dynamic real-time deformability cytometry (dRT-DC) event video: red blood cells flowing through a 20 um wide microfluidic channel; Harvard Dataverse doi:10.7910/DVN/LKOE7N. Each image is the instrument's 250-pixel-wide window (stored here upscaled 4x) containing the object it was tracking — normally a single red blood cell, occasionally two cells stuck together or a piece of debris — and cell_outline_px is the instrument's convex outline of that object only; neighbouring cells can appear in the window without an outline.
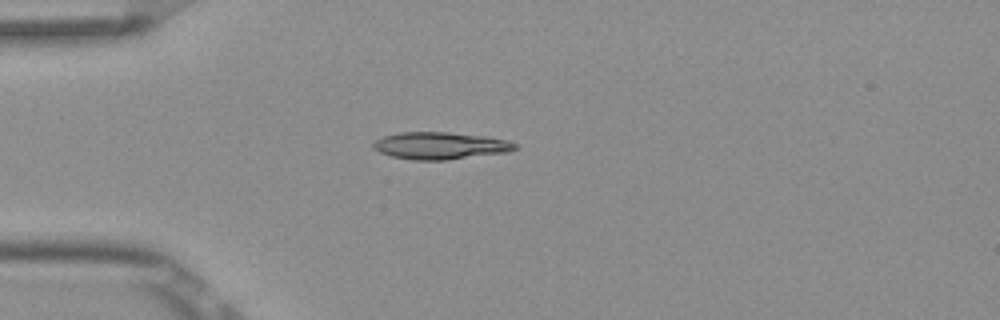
{"species": "Egyptian fruit bat (a non-hibernating species)", "species_latin": "Rousettus aegyptiacus", "temperature_condition": "room temperature", "stored_images_in_passage": 5, "camera_frame_rate_fps": 3000, "um_per_image_px": 0.085, "frame": {"image": 1, "passage_image": 4, "time_ms": 1.0, "image_size_px": [1000, 320], "cell_outline_px": [[520, 148], [508, 152], [448, 160], [412, 160], [392, 156], [380, 152], [372, 148], [372, 144], [376, 140], [384, 136], [400, 132], [448, 132], [484, 136], [508, 140], [520, 144]], "centroid_in_image_um": [37.48, 12.38], "position_along_channel_um": 47.5, "area_um2": 22.66}}